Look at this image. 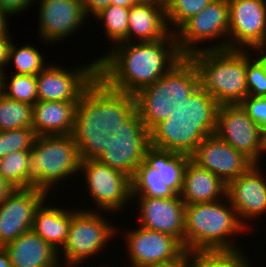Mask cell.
<instances>
[{"instance_id": "obj_1", "label": "cell", "mask_w": 266, "mask_h": 267, "mask_svg": "<svg viewBox=\"0 0 266 267\" xmlns=\"http://www.w3.org/2000/svg\"><path fill=\"white\" fill-rule=\"evenodd\" d=\"M108 50L96 58L97 76L110 88L131 95L161 79L184 57L173 32L152 42H120Z\"/></svg>"}, {"instance_id": "obj_2", "label": "cell", "mask_w": 266, "mask_h": 267, "mask_svg": "<svg viewBox=\"0 0 266 267\" xmlns=\"http://www.w3.org/2000/svg\"><path fill=\"white\" fill-rule=\"evenodd\" d=\"M135 110L134 95L112 89L97 77L76 106L72 136L80 159H98L105 151L106 135L116 134Z\"/></svg>"}, {"instance_id": "obj_3", "label": "cell", "mask_w": 266, "mask_h": 267, "mask_svg": "<svg viewBox=\"0 0 266 267\" xmlns=\"http://www.w3.org/2000/svg\"><path fill=\"white\" fill-rule=\"evenodd\" d=\"M219 106L199 86L150 131V146L191 156L204 138L215 133Z\"/></svg>"}, {"instance_id": "obj_4", "label": "cell", "mask_w": 266, "mask_h": 267, "mask_svg": "<svg viewBox=\"0 0 266 267\" xmlns=\"http://www.w3.org/2000/svg\"><path fill=\"white\" fill-rule=\"evenodd\" d=\"M184 220V248L187 253L243 250L231 240L248 231L227 196L215 202L186 204Z\"/></svg>"}, {"instance_id": "obj_5", "label": "cell", "mask_w": 266, "mask_h": 267, "mask_svg": "<svg viewBox=\"0 0 266 267\" xmlns=\"http://www.w3.org/2000/svg\"><path fill=\"white\" fill-rule=\"evenodd\" d=\"M250 50L207 49L188 57L194 63L200 86L219 105L240 104L247 96V62L254 57Z\"/></svg>"}, {"instance_id": "obj_6", "label": "cell", "mask_w": 266, "mask_h": 267, "mask_svg": "<svg viewBox=\"0 0 266 267\" xmlns=\"http://www.w3.org/2000/svg\"><path fill=\"white\" fill-rule=\"evenodd\" d=\"M200 86L198 71L184 56L161 79L135 94L136 110L150 132Z\"/></svg>"}, {"instance_id": "obj_7", "label": "cell", "mask_w": 266, "mask_h": 267, "mask_svg": "<svg viewBox=\"0 0 266 267\" xmlns=\"http://www.w3.org/2000/svg\"><path fill=\"white\" fill-rule=\"evenodd\" d=\"M80 162L72 134L37 136L30 150L27 188L39 189L49 195L56 185L65 182V178L78 174Z\"/></svg>"}, {"instance_id": "obj_8", "label": "cell", "mask_w": 266, "mask_h": 267, "mask_svg": "<svg viewBox=\"0 0 266 267\" xmlns=\"http://www.w3.org/2000/svg\"><path fill=\"white\" fill-rule=\"evenodd\" d=\"M102 215V211L86 208L77 209L72 215L66 242L58 252L59 262L64 255V267H78L84 260L102 252L107 242L116 237L119 229Z\"/></svg>"}, {"instance_id": "obj_9", "label": "cell", "mask_w": 266, "mask_h": 267, "mask_svg": "<svg viewBox=\"0 0 266 267\" xmlns=\"http://www.w3.org/2000/svg\"><path fill=\"white\" fill-rule=\"evenodd\" d=\"M228 29V0H213L199 14L185 21L174 33L179 52L183 56H189L200 50L228 49ZM217 39H221L220 43L214 42L212 45L211 41ZM207 41L210 45L198 47L200 43Z\"/></svg>"}, {"instance_id": "obj_10", "label": "cell", "mask_w": 266, "mask_h": 267, "mask_svg": "<svg viewBox=\"0 0 266 267\" xmlns=\"http://www.w3.org/2000/svg\"><path fill=\"white\" fill-rule=\"evenodd\" d=\"M149 147L150 132L143 124L138 111L135 110L122 122L116 134L106 135L105 151L97 160L132 179L137 168L144 161Z\"/></svg>"}, {"instance_id": "obj_11", "label": "cell", "mask_w": 266, "mask_h": 267, "mask_svg": "<svg viewBox=\"0 0 266 267\" xmlns=\"http://www.w3.org/2000/svg\"><path fill=\"white\" fill-rule=\"evenodd\" d=\"M84 174L87 192L93 204L104 213H116L126 209V204L132 202L131 178L113 169L97 159L81 160L79 173ZM95 202V203H94ZM125 208V209H123Z\"/></svg>"}, {"instance_id": "obj_12", "label": "cell", "mask_w": 266, "mask_h": 267, "mask_svg": "<svg viewBox=\"0 0 266 267\" xmlns=\"http://www.w3.org/2000/svg\"><path fill=\"white\" fill-rule=\"evenodd\" d=\"M50 65L36 75L38 101L79 102L87 87L98 77L97 59L72 70L56 63Z\"/></svg>"}, {"instance_id": "obj_13", "label": "cell", "mask_w": 266, "mask_h": 267, "mask_svg": "<svg viewBox=\"0 0 266 267\" xmlns=\"http://www.w3.org/2000/svg\"><path fill=\"white\" fill-rule=\"evenodd\" d=\"M215 134L254 164H262L261 154L265 153L263 129L240 104L219 106Z\"/></svg>"}, {"instance_id": "obj_14", "label": "cell", "mask_w": 266, "mask_h": 267, "mask_svg": "<svg viewBox=\"0 0 266 267\" xmlns=\"http://www.w3.org/2000/svg\"><path fill=\"white\" fill-rule=\"evenodd\" d=\"M127 231V232H126ZM130 267L165 264L180 259L186 250L172 235L143 228L124 230Z\"/></svg>"}, {"instance_id": "obj_15", "label": "cell", "mask_w": 266, "mask_h": 267, "mask_svg": "<svg viewBox=\"0 0 266 267\" xmlns=\"http://www.w3.org/2000/svg\"><path fill=\"white\" fill-rule=\"evenodd\" d=\"M228 2V49L252 50L266 45V0Z\"/></svg>"}, {"instance_id": "obj_16", "label": "cell", "mask_w": 266, "mask_h": 267, "mask_svg": "<svg viewBox=\"0 0 266 267\" xmlns=\"http://www.w3.org/2000/svg\"><path fill=\"white\" fill-rule=\"evenodd\" d=\"M48 195L39 189L15 188L0 205V246L32 230L34 213Z\"/></svg>"}, {"instance_id": "obj_17", "label": "cell", "mask_w": 266, "mask_h": 267, "mask_svg": "<svg viewBox=\"0 0 266 267\" xmlns=\"http://www.w3.org/2000/svg\"><path fill=\"white\" fill-rule=\"evenodd\" d=\"M38 33L44 43L63 41L87 23L80 0H38ZM86 20V21H85ZM82 25V26H81ZM78 28V29H77ZM80 28V29H79Z\"/></svg>"}, {"instance_id": "obj_18", "label": "cell", "mask_w": 266, "mask_h": 267, "mask_svg": "<svg viewBox=\"0 0 266 267\" xmlns=\"http://www.w3.org/2000/svg\"><path fill=\"white\" fill-rule=\"evenodd\" d=\"M190 159L228 184L246 173L254 163L215 133L204 138Z\"/></svg>"}, {"instance_id": "obj_19", "label": "cell", "mask_w": 266, "mask_h": 267, "mask_svg": "<svg viewBox=\"0 0 266 267\" xmlns=\"http://www.w3.org/2000/svg\"><path fill=\"white\" fill-rule=\"evenodd\" d=\"M260 167L254 164L227 184L226 196L247 230H250L248 221L260 219L266 213V179Z\"/></svg>"}, {"instance_id": "obj_20", "label": "cell", "mask_w": 266, "mask_h": 267, "mask_svg": "<svg viewBox=\"0 0 266 267\" xmlns=\"http://www.w3.org/2000/svg\"><path fill=\"white\" fill-rule=\"evenodd\" d=\"M132 200L139 203L136 213L137 219H140L139 226L172 235L184 246L185 203L180 195L168 198L132 197Z\"/></svg>"}, {"instance_id": "obj_21", "label": "cell", "mask_w": 266, "mask_h": 267, "mask_svg": "<svg viewBox=\"0 0 266 267\" xmlns=\"http://www.w3.org/2000/svg\"><path fill=\"white\" fill-rule=\"evenodd\" d=\"M4 248L12 267H62L58 252L33 230L18 236Z\"/></svg>"}, {"instance_id": "obj_22", "label": "cell", "mask_w": 266, "mask_h": 267, "mask_svg": "<svg viewBox=\"0 0 266 267\" xmlns=\"http://www.w3.org/2000/svg\"><path fill=\"white\" fill-rule=\"evenodd\" d=\"M171 32L167 25L165 4L135 3L130 7L128 42L157 41Z\"/></svg>"}, {"instance_id": "obj_23", "label": "cell", "mask_w": 266, "mask_h": 267, "mask_svg": "<svg viewBox=\"0 0 266 267\" xmlns=\"http://www.w3.org/2000/svg\"><path fill=\"white\" fill-rule=\"evenodd\" d=\"M226 189L227 184L218 176L188 160L180 193L185 205L219 201L226 197Z\"/></svg>"}, {"instance_id": "obj_24", "label": "cell", "mask_w": 266, "mask_h": 267, "mask_svg": "<svg viewBox=\"0 0 266 267\" xmlns=\"http://www.w3.org/2000/svg\"><path fill=\"white\" fill-rule=\"evenodd\" d=\"M78 102L36 101L32 128L36 136L71 135Z\"/></svg>"}, {"instance_id": "obj_25", "label": "cell", "mask_w": 266, "mask_h": 267, "mask_svg": "<svg viewBox=\"0 0 266 267\" xmlns=\"http://www.w3.org/2000/svg\"><path fill=\"white\" fill-rule=\"evenodd\" d=\"M44 200L34 213L32 230L59 252L66 242L72 215L77 211L73 208L64 209L57 205L47 206Z\"/></svg>"}, {"instance_id": "obj_26", "label": "cell", "mask_w": 266, "mask_h": 267, "mask_svg": "<svg viewBox=\"0 0 266 267\" xmlns=\"http://www.w3.org/2000/svg\"><path fill=\"white\" fill-rule=\"evenodd\" d=\"M190 156L150 146L144 160L158 170L159 180L180 195L183 187V174Z\"/></svg>"}, {"instance_id": "obj_27", "label": "cell", "mask_w": 266, "mask_h": 267, "mask_svg": "<svg viewBox=\"0 0 266 267\" xmlns=\"http://www.w3.org/2000/svg\"><path fill=\"white\" fill-rule=\"evenodd\" d=\"M132 197H173L176 193L163 184L158 177V170L145 160L137 168L131 179Z\"/></svg>"}, {"instance_id": "obj_28", "label": "cell", "mask_w": 266, "mask_h": 267, "mask_svg": "<svg viewBox=\"0 0 266 267\" xmlns=\"http://www.w3.org/2000/svg\"><path fill=\"white\" fill-rule=\"evenodd\" d=\"M129 10L123 6L110 4L94 18L102 22L107 38L116 45L120 42H128Z\"/></svg>"}, {"instance_id": "obj_29", "label": "cell", "mask_w": 266, "mask_h": 267, "mask_svg": "<svg viewBox=\"0 0 266 267\" xmlns=\"http://www.w3.org/2000/svg\"><path fill=\"white\" fill-rule=\"evenodd\" d=\"M33 106L0 93V131L32 127Z\"/></svg>"}, {"instance_id": "obj_30", "label": "cell", "mask_w": 266, "mask_h": 267, "mask_svg": "<svg viewBox=\"0 0 266 267\" xmlns=\"http://www.w3.org/2000/svg\"><path fill=\"white\" fill-rule=\"evenodd\" d=\"M43 56L32 44H25L18 48L15 43H11L7 65L11 62L14 65L13 74L36 76L48 65L45 64Z\"/></svg>"}, {"instance_id": "obj_31", "label": "cell", "mask_w": 266, "mask_h": 267, "mask_svg": "<svg viewBox=\"0 0 266 267\" xmlns=\"http://www.w3.org/2000/svg\"><path fill=\"white\" fill-rule=\"evenodd\" d=\"M6 75L5 72L1 74V93L3 95L32 106L38 101L36 76L13 73L10 75L11 77Z\"/></svg>"}, {"instance_id": "obj_32", "label": "cell", "mask_w": 266, "mask_h": 267, "mask_svg": "<svg viewBox=\"0 0 266 267\" xmlns=\"http://www.w3.org/2000/svg\"><path fill=\"white\" fill-rule=\"evenodd\" d=\"M242 250L190 253L191 267H252Z\"/></svg>"}, {"instance_id": "obj_33", "label": "cell", "mask_w": 266, "mask_h": 267, "mask_svg": "<svg viewBox=\"0 0 266 267\" xmlns=\"http://www.w3.org/2000/svg\"><path fill=\"white\" fill-rule=\"evenodd\" d=\"M30 150L9 153L0 159V176L14 188H27Z\"/></svg>"}, {"instance_id": "obj_34", "label": "cell", "mask_w": 266, "mask_h": 267, "mask_svg": "<svg viewBox=\"0 0 266 267\" xmlns=\"http://www.w3.org/2000/svg\"><path fill=\"white\" fill-rule=\"evenodd\" d=\"M212 1L213 0H166L165 12L169 30H172L174 33L185 21L199 14Z\"/></svg>"}, {"instance_id": "obj_35", "label": "cell", "mask_w": 266, "mask_h": 267, "mask_svg": "<svg viewBox=\"0 0 266 267\" xmlns=\"http://www.w3.org/2000/svg\"><path fill=\"white\" fill-rule=\"evenodd\" d=\"M32 127L0 131V159L19 150H31L36 139Z\"/></svg>"}, {"instance_id": "obj_36", "label": "cell", "mask_w": 266, "mask_h": 267, "mask_svg": "<svg viewBox=\"0 0 266 267\" xmlns=\"http://www.w3.org/2000/svg\"><path fill=\"white\" fill-rule=\"evenodd\" d=\"M247 62L246 86L249 96L266 97V70L255 56Z\"/></svg>"}, {"instance_id": "obj_37", "label": "cell", "mask_w": 266, "mask_h": 267, "mask_svg": "<svg viewBox=\"0 0 266 267\" xmlns=\"http://www.w3.org/2000/svg\"><path fill=\"white\" fill-rule=\"evenodd\" d=\"M240 105L260 128H266V97L248 95Z\"/></svg>"}, {"instance_id": "obj_38", "label": "cell", "mask_w": 266, "mask_h": 267, "mask_svg": "<svg viewBox=\"0 0 266 267\" xmlns=\"http://www.w3.org/2000/svg\"><path fill=\"white\" fill-rule=\"evenodd\" d=\"M35 1L37 2V0H0V8L16 16L22 11L25 12L26 9L31 8L30 6H33L32 4H35Z\"/></svg>"}, {"instance_id": "obj_39", "label": "cell", "mask_w": 266, "mask_h": 267, "mask_svg": "<svg viewBox=\"0 0 266 267\" xmlns=\"http://www.w3.org/2000/svg\"><path fill=\"white\" fill-rule=\"evenodd\" d=\"M86 17L96 16L111 4V0H81Z\"/></svg>"}, {"instance_id": "obj_40", "label": "cell", "mask_w": 266, "mask_h": 267, "mask_svg": "<svg viewBox=\"0 0 266 267\" xmlns=\"http://www.w3.org/2000/svg\"><path fill=\"white\" fill-rule=\"evenodd\" d=\"M10 36H0V74H3L6 68L9 56V49L12 43Z\"/></svg>"}, {"instance_id": "obj_41", "label": "cell", "mask_w": 266, "mask_h": 267, "mask_svg": "<svg viewBox=\"0 0 266 267\" xmlns=\"http://www.w3.org/2000/svg\"><path fill=\"white\" fill-rule=\"evenodd\" d=\"M143 267H191L190 264V253H185L180 259L165 263V264H155L147 265Z\"/></svg>"}, {"instance_id": "obj_42", "label": "cell", "mask_w": 266, "mask_h": 267, "mask_svg": "<svg viewBox=\"0 0 266 267\" xmlns=\"http://www.w3.org/2000/svg\"><path fill=\"white\" fill-rule=\"evenodd\" d=\"M9 16L11 17L12 15L8 11L0 8V36H11L9 30L7 29L9 28Z\"/></svg>"}, {"instance_id": "obj_43", "label": "cell", "mask_w": 266, "mask_h": 267, "mask_svg": "<svg viewBox=\"0 0 266 267\" xmlns=\"http://www.w3.org/2000/svg\"><path fill=\"white\" fill-rule=\"evenodd\" d=\"M15 188L10 185L6 180H4L0 176V205H2L9 194L14 190Z\"/></svg>"}, {"instance_id": "obj_44", "label": "cell", "mask_w": 266, "mask_h": 267, "mask_svg": "<svg viewBox=\"0 0 266 267\" xmlns=\"http://www.w3.org/2000/svg\"><path fill=\"white\" fill-rule=\"evenodd\" d=\"M251 51H255V56H258L257 58L264 65V68L266 70V45L256 46Z\"/></svg>"}, {"instance_id": "obj_45", "label": "cell", "mask_w": 266, "mask_h": 267, "mask_svg": "<svg viewBox=\"0 0 266 267\" xmlns=\"http://www.w3.org/2000/svg\"><path fill=\"white\" fill-rule=\"evenodd\" d=\"M0 267H12L8 252L0 246Z\"/></svg>"}, {"instance_id": "obj_46", "label": "cell", "mask_w": 266, "mask_h": 267, "mask_svg": "<svg viewBox=\"0 0 266 267\" xmlns=\"http://www.w3.org/2000/svg\"><path fill=\"white\" fill-rule=\"evenodd\" d=\"M135 3H137L135 0H111V4L126 8H130Z\"/></svg>"}, {"instance_id": "obj_47", "label": "cell", "mask_w": 266, "mask_h": 267, "mask_svg": "<svg viewBox=\"0 0 266 267\" xmlns=\"http://www.w3.org/2000/svg\"><path fill=\"white\" fill-rule=\"evenodd\" d=\"M137 3H158L165 4L166 0H135Z\"/></svg>"}, {"instance_id": "obj_48", "label": "cell", "mask_w": 266, "mask_h": 267, "mask_svg": "<svg viewBox=\"0 0 266 267\" xmlns=\"http://www.w3.org/2000/svg\"><path fill=\"white\" fill-rule=\"evenodd\" d=\"M263 135H264V150L266 153V128L263 130Z\"/></svg>"}, {"instance_id": "obj_49", "label": "cell", "mask_w": 266, "mask_h": 267, "mask_svg": "<svg viewBox=\"0 0 266 267\" xmlns=\"http://www.w3.org/2000/svg\"><path fill=\"white\" fill-rule=\"evenodd\" d=\"M0 93H1V74H0Z\"/></svg>"}]
</instances>
